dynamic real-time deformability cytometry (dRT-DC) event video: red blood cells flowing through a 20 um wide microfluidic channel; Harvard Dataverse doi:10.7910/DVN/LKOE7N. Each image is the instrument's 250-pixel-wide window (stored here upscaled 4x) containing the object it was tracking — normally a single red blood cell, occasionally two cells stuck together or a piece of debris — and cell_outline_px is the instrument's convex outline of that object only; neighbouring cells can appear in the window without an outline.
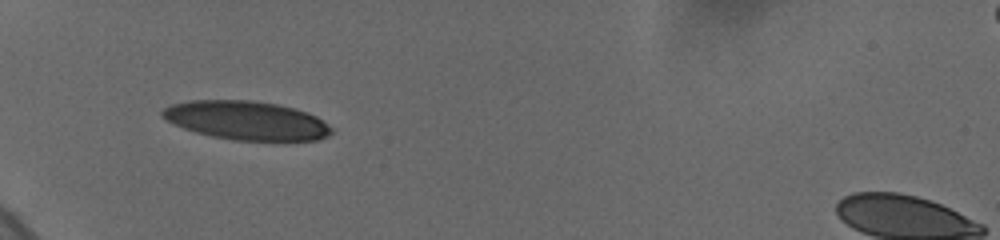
{"species": "human", "species_latin": "Homo sapiens", "temperature_condition": "cold", "stored_images_in_passage": 61, "camera_frame_rate_fps": 3000, "um_per_image_px": 0.085, "donor": {"sex": "female"}, "frame": {"image": 1, "passage_image": 1, "time_ms": 0.0, "image_size_px": [1000, 240], "cell_outline_px": [[332, 132], [328, 136], [320, 140], [232, 140], [212, 136], [196, 132], [184, 128], [160, 116], [160, 112], [164, 108], [172, 104], [188, 100], [252, 100], [276, 104], [308, 112], [316, 116], [328, 124], [332, 128]], "centroid_in_image_um": [20.95, 10.23], "position_along_channel_um": 64.0, "area_um2": 38.09}}
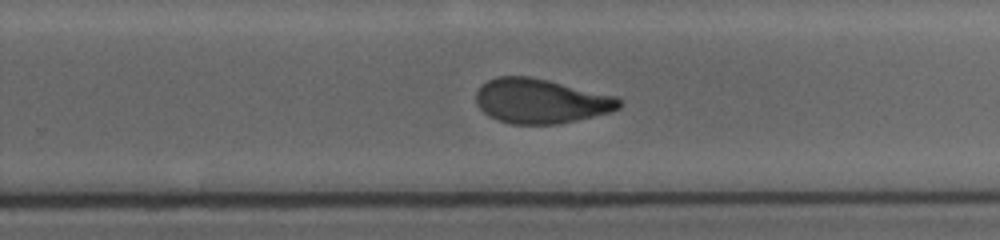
{"frame": {"image": 2, "passage_image": 32, "time_ms": 6.333, "image_size_px": [1000, 240], "cell_outline_px": [[624, 104], [620, 108], [612, 112], [576, 120], [556, 124], [512, 124], [488, 116], [476, 104], [476, 92], [488, 80], [496, 76], [528, 76], [548, 80], [616, 96]], "centroid_in_image_um": [45.98, 8.59], "position_along_channel_um": 283.8, "area_um2": 37.17}}
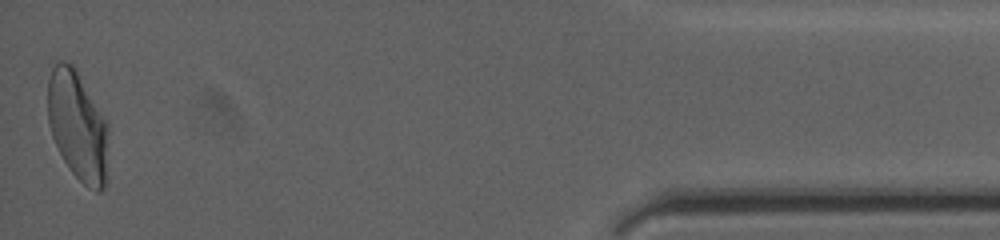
{"frame": {"image": 3, "passage_image": 60, "time_ms": 12.0, "image_size_px": [1000, 240], "cell_outline_px": [[108, 128], [104, 188], [100, 192], [96, 192], [88, 188], [68, 168], [52, 136], [48, 124], [48, 80], [52, 68], [60, 60], [64, 60], [72, 64], [104, 120]], "centroid_in_image_um": [6.56, 10.72], "position_along_channel_um": 428.6, "area_um2": 37.63}, "authors_computed_cell_mechanics": {"area_um2": 38.148, "velocity_mm_per_s": 3.6916, "shape_relaxation_time_tau1_ms": 5.9713, "shape_relaxation_time_tau2_ms": 1.6319, "deformation_change_tau1": 0.1883, "deformation_change_tau2": 0.0758}}